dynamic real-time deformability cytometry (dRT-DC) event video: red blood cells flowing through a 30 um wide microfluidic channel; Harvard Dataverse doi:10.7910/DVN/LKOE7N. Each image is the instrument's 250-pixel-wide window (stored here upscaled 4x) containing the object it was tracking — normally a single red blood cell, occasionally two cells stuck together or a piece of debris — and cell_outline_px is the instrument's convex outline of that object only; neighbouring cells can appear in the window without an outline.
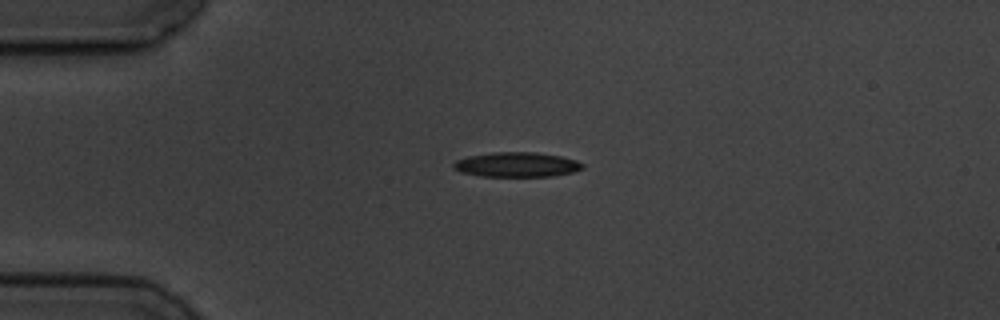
{"species": "common noctule bat (a hibernating species)", "species_latin": "Nyctalus noctula", "temperature_condition": "cold", "stored_images_in_passage": 3, "camera_frame_rate_fps": 3000, "um_per_image_px": 0.085, "animal": {"sex": "male", "body_mass_g": 19.5, "forearm_length_mm": 54.6}, "frame": {"image": 1, "passage_image": 2, "time_ms": 1.333, "image_size_px": [1000, 320], "cell_outline_px": [[584, 168], [572, 172], [552, 176], [480, 176], [460, 172], [452, 168], [452, 164], [456, 160], [468, 156], [492, 152], [536, 152], [560, 156], [576, 160], [584, 164]], "centroid_in_image_um": [43.9, 13.99], "position_along_channel_um": 41.1, "area_um2": 18.67}}